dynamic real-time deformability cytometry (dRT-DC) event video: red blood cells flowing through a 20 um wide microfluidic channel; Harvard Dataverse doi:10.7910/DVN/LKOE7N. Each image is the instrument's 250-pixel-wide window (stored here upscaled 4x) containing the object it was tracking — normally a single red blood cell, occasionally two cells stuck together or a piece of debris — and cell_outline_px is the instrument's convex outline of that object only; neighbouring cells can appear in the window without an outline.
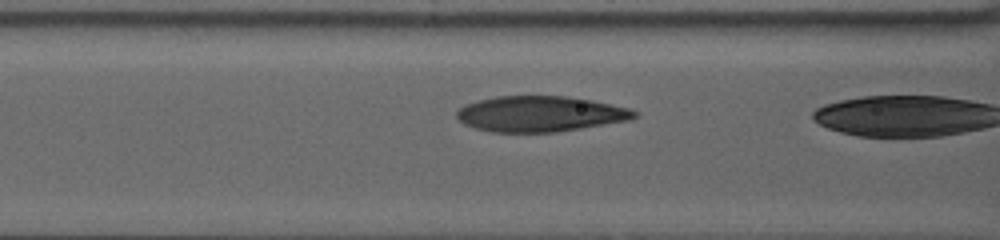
{"species": "human", "species_latin": "Homo sapiens", "temperature_condition": "warm", "stored_images_in_passage": 10, "camera_frame_rate_fps": 3000, "um_per_image_px": 0.085, "donor": {"sex": "female"}, "frame": {"image": 1, "passage_image": 9, "time_ms": 2.667, "image_size_px": [1000, 240], "cell_outline_px": [[636, 116], [628, 120], [556, 132], [492, 132], [476, 128], [464, 124], [456, 116], [456, 112], [464, 104], [496, 96], [568, 96], [592, 100], [628, 108], [636, 112]], "centroid_in_image_um": [45.87, 9.67], "position_along_channel_um": 120.7, "area_um2": 36.59}}